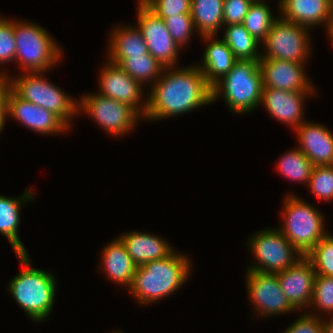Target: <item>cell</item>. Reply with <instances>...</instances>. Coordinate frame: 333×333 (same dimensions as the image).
I'll return each mask as SVG.
<instances>
[{
	"mask_svg": "<svg viewBox=\"0 0 333 333\" xmlns=\"http://www.w3.org/2000/svg\"><path fill=\"white\" fill-rule=\"evenodd\" d=\"M99 73L97 93L130 105L143 118L148 105V94H144V86L134 80L118 64L108 59Z\"/></svg>",
	"mask_w": 333,
	"mask_h": 333,
	"instance_id": "cell-13",
	"label": "cell"
},
{
	"mask_svg": "<svg viewBox=\"0 0 333 333\" xmlns=\"http://www.w3.org/2000/svg\"><path fill=\"white\" fill-rule=\"evenodd\" d=\"M222 29L225 31L222 39L238 60H260L261 43L246 30L243 24L227 25Z\"/></svg>",
	"mask_w": 333,
	"mask_h": 333,
	"instance_id": "cell-26",
	"label": "cell"
},
{
	"mask_svg": "<svg viewBox=\"0 0 333 333\" xmlns=\"http://www.w3.org/2000/svg\"><path fill=\"white\" fill-rule=\"evenodd\" d=\"M86 114L112 137L132 133L143 118L130 106L100 95L83 93L78 100V114Z\"/></svg>",
	"mask_w": 333,
	"mask_h": 333,
	"instance_id": "cell-9",
	"label": "cell"
},
{
	"mask_svg": "<svg viewBox=\"0 0 333 333\" xmlns=\"http://www.w3.org/2000/svg\"><path fill=\"white\" fill-rule=\"evenodd\" d=\"M119 66L144 87L149 85L148 89L160 78L164 68L150 53L126 57Z\"/></svg>",
	"mask_w": 333,
	"mask_h": 333,
	"instance_id": "cell-27",
	"label": "cell"
},
{
	"mask_svg": "<svg viewBox=\"0 0 333 333\" xmlns=\"http://www.w3.org/2000/svg\"><path fill=\"white\" fill-rule=\"evenodd\" d=\"M192 269L189 257L175 249L166 258L137 266L128 292L144 306L159 302L176 293L187 282Z\"/></svg>",
	"mask_w": 333,
	"mask_h": 333,
	"instance_id": "cell-2",
	"label": "cell"
},
{
	"mask_svg": "<svg viewBox=\"0 0 333 333\" xmlns=\"http://www.w3.org/2000/svg\"><path fill=\"white\" fill-rule=\"evenodd\" d=\"M280 17L307 28L327 27L333 0H278Z\"/></svg>",
	"mask_w": 333,
	"mask_h": 333,
	"instance_id": "cell-19",
	"label": "cell"
},
{
	"mask_svg": "<svg viewBox=\"0 0 333 333\" xmlns=\"http://www.w3.org/2000/svg\"><path fill=\"white\" fill-rule=\"evenodd\" d=\"M245 289L257 317L280 316L297 311L283 293L277 274L246 270Z\"/></svg>",
	"mask_w": 333,
	"mask_h": 333,
	"instance_id": "cell-11",
	"label": "cell"
},
{
	"mask_svg": "<svg viewBox=\"0 0 333 333\" xmlns=\"http://www.w3.org/2000/svg\"><path fill=\"white\" fill-rule=\"evenodd\" d=\"M307 63H296L279 59L259 60L263 88L284 91H317L314 83L306 74ZM308 76V77H307Z\"/></svg>",
	"mask_w": 333,
	"mask_h": 333,
	"instance_id": "cell-15",
	"label": "cell"
},
{
	"mask_svg": "<svg viewBox=\"0 0 333 333\" xmlns=\"http://www.w3.org/2000/svg\"><path fill=\"white\" fill-rule=\"evenodd\" d=\"M168 32L176 44L183 49L189 44L196 28L191 14H179L163 19ZM187 44V45H186Z\"/></svg>",
	"mask_w": 333,
	"mask_h": 333,
	"instance_id": "cell-33",
	"label": "cell"
},
{
	"mask_svg": "<svg viewBox=\"0 0 333 333\" xmlns=\"http://www.w3.org/2000/svg\"><path fill=\"white\" fill-rule=\"evenodd\" d=\"M137 28L144 38L149 53L162 67L178 66L180 51L182 50L172 36L163 19L151 11L141 0H137Z\"/></svg>",
	"mask_w": 333,
	"mask_h": 333,
	"instance_id": "cell-12",
	"label": "cell"
},
{
	"mask_svg": "<svg viewBox=\"0 0 333 333\" xmlns=\"http://www.w3.org/2000/svg\"><path fill=\"white\" fill-rule=\"evenodd\" d=\"M16 40L13 20L0 16V65L15 62Z\"/></svg>",
	"mask_w": 333,
	"mask_h": 333,
	"instance_id": "cell-34",
	"label": "cell"
},
{
	"mask_svg": "<svg viewBox=\"0 0 333 333\" xmlns=\"http://www.w3.org/2000/svg\"><path fill=\"white\" fill-rule=\"evenodd\" d=\"M305 257L311 262L316 275L333 277V234L323 237Z\"/></svg>",
	"mask_w": 333,
	"mask_h": 333,
	"instance_id": "cell-31",
	"label": "cell"
},
{
	"mask_svg": "<svg viewBox=\"0 0 333 333\" xmlns=\"http://www.w3.org/2000/svg\"><path fill=\"white\" fill-rule=\"evenodd\" d=\"M100 260L99 270L102 269L110 281L125 286L128 290L134 279L137 265L118 236L103 247Z\"/></svg>",
	"mask_w": 333,
	"mask_h": 333,
	"instance_id": "cell-22",
	"label": "cell"
},
{
	"mask_svg": "<svg viewBox=\"0 0 333 333\" xmlns=\"http://www.w3.org/2000/svg\"><path fill=\"white\" fill-rule=\"evenodd\" d=\"M16 40L15 63L22 73H48L61 62L63 49L51 34L36 23L14 20Z\"/></svg>",
	"mask_w": 333,
	"mask_h": 333,
	"instance_id": "cell-5",
	"label": "cell"
},
{
	"mask_svg": "<svg viewBox=\"0 0 333 333\" xmlns=\"http://www.w3.org/2000/svg\"><path fill=\"white\" fill-rule=\"evenodd\" d=\"M323 323L324 333H333V315H331L329 319L325 317V320L323 319Z\"/></svg>",
	"mask_w": 333,
	"mask_h": 333,
	"instance_id": "cell-40",
	"label": "cell"
},
{
	"mask_svg": "<svg viewBox=\"0 0 333 333\" xmlns=\"http://www.w3.org/2000/svg\"><path fill=\"white\" fill-rule=\"evenodd\" d=\"M157 16L165 19L179 14H190L192 0H141Z\"/></svg>",
	"mask_w": 333,
	"mask_h": 333,
	"instance_id": "cell-35",
	"label": "cell"
},
{
	"mask_svg": "<svg viewBox=\"0 0 333 333\" xmlns=\"http://www.w3.org/2000/svg\"><path fill=\"white\" fill-rule=\"evenodd\" d=\"M16 257L23 269L9 280L7 291L30 320L44 322L53 311L56 276L48 270L32 267L28 253H16Z\"/></svg>",
	"mask_w": 333,
	"mask_h": 333,
	"instance_id": "cell-3",
	"label": "cell"
},
{
	"mask_svg": "<svg viewBox=\"0 0 333 333\" xmlns=\"http://www.w3.org/2000/svg\"><path fill=\"white\" fill-rule=\"evenodd\" d=\"M317 200L333 201V165L314 166L307 184Z\"/></svg>",
	"mask_w": 333,
	"mask_h": 333,
	"instance_id": "cell-32",
	"label": "cell"
},
{
	"mask_svg": "<svg viewBox=\"0 0 333 333\" xmlns=\"http://www.w3.org/2000/svg\"><path fill=\"white\" fill-rule=\"evenodd\" d=\"M147 94L146 121L180 116L212 103V87L196 64L163 68Z\"/></svg>",
	"mask_w": 333,
	"mask_h": 333,
	"instance_id": "cell-1",
	"label": "cell"
},
{
	"mask_svg": "<svg viewBox=\"0 0 333 333\" xmlns=\"http://www.w3.org/2000/svg\"><path fill=\"white\" fill-rule=\"evenodd\" d=\"M111 333H123L122 331H114V332H111Z\"/></svg>",
	"mask_w": 333,
	"mask_h": 333,
	"instance_id": "cell-41",
	"label": "cell"
},
{
	"mask_svg": "<svg viewBox=\"0 0 333 333\" xmlns=\"http://www.w3.org/2000/svg\"><path fill=\"white\" fill-rule=\"evenodd\" d=\"M34 197L32 188H27L20 196L16 197L0 194V234L8 240L15 254L28 253L18 234L21 223L20 211L22 205L29 204Z\"/></svg>",
	"mask_w": 333,
	"mask_h": 333,
	"instance_id": "cell-23",
	"label": "cell"
},
{
	"mask_svg": "<svg viewBox=\"0 0 333 333\" xmlns=\"http://www.w3.org/2000/svg\"><path fill=\"white\" fill-rule=\"evenodd\" d=\"M200 38L207 44V47L201 64L198 62L196 65L208 84L213 87L226 76L238 59L222 38L219 39L216 35H205Z\"/></svg>",
	"mask_w": 333,
	"mask_h": 333,
	"instance_id": "cell-20",
	"label": "cell"
},
{
	"mask_svg": "<svg viewBox=\"0 0 333 333\" xmlns=\"http://www.w3.org/2000/svg\"><path fill=\"white\" fill-rule=\"evenodd\" d=\"M262 90L259 61L238 60L226 76L212 87V103L223 97L230 112L248 114L259 108Z\"/></svg>",
	"mask_w": 333,
	"mask_h": 333,
	"instance_id": "cell-4",
	"label": "cell"
},
{
	"mask_svg": "<svg viewBox=\"0 0 333 333\" xmlns=\"http://www.w3.org/2000/svg\"><path fill=\"white\" fill-rule=\"evenodd\" d=\"M10 91L11 83L9 77L7 75L0 74V134L7 123V99Z\"/></svg>",
	"mask_w": 333,
	"mask_h": 333,
	"instance_id": "cell-38",
	"label": "cell"
},
{
	"mask_svg": "<svg viewBox=\"0 0 333 333\" xmlns=\"http://www.w3.org/2000/svg\"><path fill=\"white\" fill-rule=\"evenodd\" d=\"M224 0H192L191 16L199 36L218 35L224 26Z\"/></svg>",
	"mask_w": 333,
	"mask_h": 333,
	"instance_id": "cell-25",
	"label": "cell"
},
{
	"mask_svg": "<svg viewBox=\"0 0 333 333\" xmlns=\"http://www.w3.org/2000/svg\"><path fill=\"white\" fill-rule=\"evenodd\" d=\"M266 1L254 0L243 22L246 30L260 43L265 40L271 25L278 18L274 17Z\"/></svg>",
	"mask_w": 333,
	"mask_h": 333,
	"instance_id": "cell-29",
	"label": "cell"
},
{
	"mask_svg": "<svg viewBox=\"0 0 333 333\" xmlns=\"http://www.w3.org/2000/svg\"><path fill=\"white\" fill-rule=\"evenodd\" d=\"M308 308H311L308 313L318 317H323L324 313V317L333 315V277L316 275L313 296ZM312 309L316 312H312Z\"/></svg>",
	"mask_w": 333,
	"mask_h": 333,
	"instance_id": "cell-30",
	"label": "cell"
},
{
	"mask_svg": "<svg viewBox=\"0 0 333 333\" xmlns=\"http://www.w3.org/2000/svg\"><path fill=\"white\" fill-rule=\"evenodd\" d=\"M315 277V270L305 256L292 267L277 273L283 293L297 312H303L309 307L313 296Z\"/></svg>",
	"mask_w": 333,
	"mask_h": 333,
	"instance_id": "cell-17",
	"label": "cell"
},
{
	"mask_svg": "<svg viewBox=\"0 0 333 333\" xmlns=\"http://www.w3.org/2000/svg\"><path fill=\"white\" fill-rule=\"evenodd\" d=\"M326 33L328 34V38L331 41V43H333V1L331 4V9H330V18H329V22L328 25L326 27Z\"/></svg>",
	"mask_w": 333,
	"mask_h": 333,
	"instance_id": "cell-39",
	"label": "cell"
},
{
	"mask_svg": "<svg viewBox=\"0 0 333 333\" xmlns=\"http://www.w3.org/2000/svg\"><path fill=\"white\" fill-rule=\"evenodd\" d=\"M276 228H264L249 236L247 246L255 262L252 263L254 265H248L247 270L277 274L292 267L303 257Z\"/></svg>",
	"mask_w": 333,
	"mask_h": 333,
	"instance_id": "cell-8",
	"label": "cell"
},
{
	"mask_svg": "<svg viewBox=\"0 0 333 333\" xmlns=\"http://www.w3.org/2000/svg\"><path fill=\"white\" fill-rule=\"evenodd\" d=\"M124 243L133 262L143 265L146 262L163 259L171 255L174 246L159 235L130 231L118 236Z\"/></svg>",
	"mask_w": 333,
	"mask_h": 333,
	"instance_id": "cell-21",
	"label": "cell"
},
{
	"mask_svg": "<svg viewBox=\"0 0 333 333\" xmlns=\"http://www.w3.org/2000/svg\"><path fill=\"white\" fill-rule=\"evenodd\" d=\"M1 71L0 74L9 77L11 90L17 96L53 112L69 128L72 127L71 120L79 115L78 99L44 77L45 72L21 73L15 77L5 70Z\"/></svg>",
	"mask_w": 333,
	"mask_h": 333,
	"instance_id": "cell-7",
	"label": "cell"
},
{
	"mask_svg": "<svg viewBox=\"0 0 333 333\" xmlns=\"http://www.w3.org/2000/svg\"><path fill=\"white\" fill-rule=\"evenodd\" d=\"M310 28L282 19L273 22L265 40L263 59H279L296 63H307L311 55Z\"/></svg>",
	"mask_w": 333,
	"mask_h": 333,
	"instance_id": "cell-10",
	"label": "cell"
},
{
	"mask_svg": "<svg viewBox=\"0 0 333 333\" xmlns=\"http://www.w3.org/2000/svg\"><path fill=\"white\" fill-rule=\"evenodd\" d=\"M283 333H324L323 317L303 312Z\"/></svg>",
	"mask_w": 333,
	"mask_h": 333,
	"instance_id": "cell-37",
	"label": "cell"
},
{
	"mask_svg": "<svg viewBox=\"0 0 333 333\" xmlns=\"http://www.w3.org/2000/svg\"><path fill=\"white\" fill-rule=\"evenodd\" d=\"M317 91H284L263 88L261 105L272 118L295 130L303 121L305 100Z\"/></svg>",
	"mask_w": 333,
	"mask_h": 333,
	"instance_id": "cell-16",
	"label": "cell"
},
{
	"mask_svg": "<svg viewBox=\"0 0 333 333\" xmlns=\"http://www.w3.org/2000/svg\"><path fill=\"white\" fill-rule=\"evenodd\" d=\"M254 0H224V26L243 24L245 16Z\"/></svg>",
	"mask_w": 333,
	"mask_h": 333,
	"instance_id": "cell-36",
	"label": "cell"
},
{
	"mask_svg": "<svg viewBox=\"0 0 333 333\" xmlns=\"http://www.w3.org/2000/svg\"><path fill=\"white\" fill-rule=\"evenodd\" d=\"M110 32L107 59L120 64L126 57L149 53L148 46L136 25H117Z\"/></svg>",
	"mask_w": 333,
	"mask_h": 333,
	"instance_id": "cell-24",
	"label": "cell"
},
{
	"mask_svg": "<svg viewBox=\"0 0 333 333\" xmlns=\"http://www.w3.org/2000/svg\"><path fill=\"white\" fill-rule=\"evenodd\" d=\"M299 149L314 166L333 165V132L319 123L303 121L295 130Z\"/></svg>",
	"mask_w": 333,
	"mask_h": 333,
	"instance_id": "cell-18",
	"label": "cell"
},
{
	"mask_svg": "<svg viewBox=\"0 0 333 333\" xmlns=\"http://www.w3.org/2000/svg\"><path fill=\"white\" fill-rule=\"evenodd\" d=\"M279 174L288 180L308 184L314 165L297 147L288 150L276 164Z\"/></svg>",
	"mask_w": 333,
	"mask_h": 333,
	"instance_id": "cell-28",
	"label": "cell"
},
{
	"mask_svg": "<svg viewBox=\"0 0 333 333\" xmlns=\"http://www.w3.org/2000/svg\"><path fill=\"white\" fill-rule=\"evenodd\" d=\"M8 117L42 135L62 134L70 131V128L53 112L20 98L12 90L7 99Z\"/></svg>",
	"mask_w": 333,
	"mask_h": 333,
	"instance_id": "cell-14",
	"label": "cell"
},
{
	"mask_svg": "<svg viewBox=\"0 0 333 333\" xmlns=\"http://www.w3.org/2000/svg\"><path fill=\"white\" fill-rule=\"evenodd\" d=\"M283 201L282 227L278 229L305 256L329 233L325 228V215L292 192L287 193Z\"/></svg>",
	"mask_w": 333,
	"mask_h": 333,
	"instance_id": "cell-6",
	"label": "cell"
}]
</instances>
